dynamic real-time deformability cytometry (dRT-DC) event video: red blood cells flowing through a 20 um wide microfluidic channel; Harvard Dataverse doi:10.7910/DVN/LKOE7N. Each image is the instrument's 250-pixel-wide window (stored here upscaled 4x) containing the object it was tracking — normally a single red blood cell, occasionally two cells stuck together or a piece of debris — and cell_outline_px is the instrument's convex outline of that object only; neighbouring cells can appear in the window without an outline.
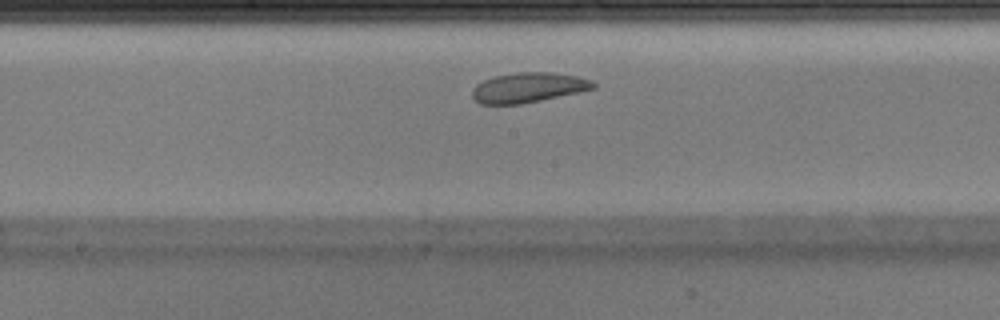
{"species": "Egyptian fruit bat (a non-hibernating species)", "species_latin": "Rousettus aegyptiacus", "temperature_condition": "warm", "stored_images_in_passage": 26, "camera_frame_rate_fps": 3000, "um_per_image_px": 0.085, "animal": {"sex": "male"}, "frame": {"image": 1, "passage_image": 12, "time_ms": 3.667, "image_size_px": [1000, 320], "cell_outline_px": [[596, 88], [540, 100], [520, 104], [480, 104], [472, 96], [472, 88], [476, 84], [492, 76], [516, 72], [552, 72], [576, 76], [592, 80], [596, 84]], "centroid_in_image_um": [44.88, 7.43], "position_along_channel_um": 203.3, "area_um2": 21.1}}